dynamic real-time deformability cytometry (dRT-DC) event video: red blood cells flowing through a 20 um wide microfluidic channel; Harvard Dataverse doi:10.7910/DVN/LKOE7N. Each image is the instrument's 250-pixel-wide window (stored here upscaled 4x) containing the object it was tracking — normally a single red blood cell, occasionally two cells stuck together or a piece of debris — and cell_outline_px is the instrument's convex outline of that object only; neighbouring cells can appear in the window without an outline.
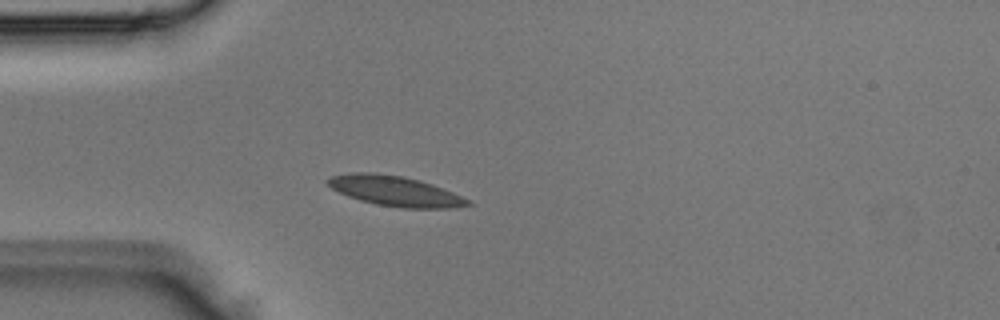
{"species": "Egyptian fruit bat (a non-hibernating species)", "species_latin": "Rousettus aegyptiacus", "temperature_condition": "room temperature", "stored_images_in_passage": 4, "camera_frame_rate_fps": 3000, "um_per_image_px": 0.085, "animal": {"sex": "male"}, "frame": {"image": 1, "passage_image": 4, "time_ms": 1.0, "image_size_px": [1000, 320], "cell_outline_px": [[472, 204], [456, 208], [400, 208], [376, 204], [360, 200], [348, 196], [332, 188], [324, 180], [328, 176], [352, 172], [376, 172], [404, 176], [420, 180], [432, 184], [472, 200]], "centroid_in_image_um": [33.58, 16.23], "position_along_channel_um": 51.4, "area_um2": 24.85}}